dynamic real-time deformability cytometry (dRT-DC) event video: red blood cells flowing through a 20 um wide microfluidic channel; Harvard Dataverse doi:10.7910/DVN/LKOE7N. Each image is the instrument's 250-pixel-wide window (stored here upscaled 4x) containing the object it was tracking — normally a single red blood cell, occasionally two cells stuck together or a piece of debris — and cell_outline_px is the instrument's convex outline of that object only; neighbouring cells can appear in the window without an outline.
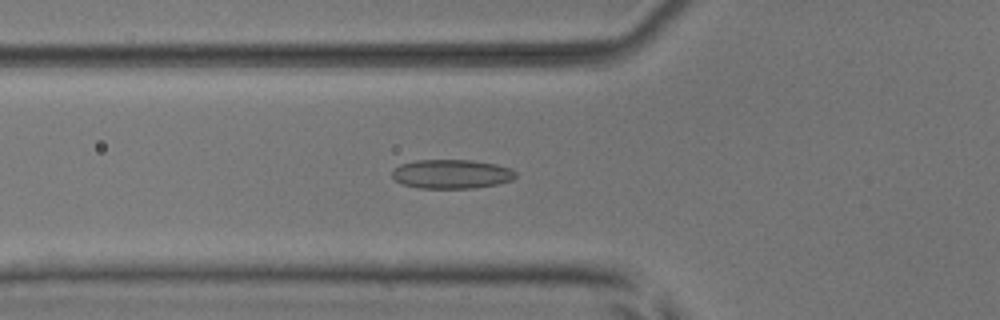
{"species": "common noctule bat (a hibernating species)", "species_latin": "Nyctalus noctula", "temperature_condition": "room temperature", "stored_images_in_passage": 52, "camera_frame_rate_fps": 3000, "um_per_image_px": 0.085, "animal": {"sex": "male", "body_mass_g": 17.9, "forearm_length_mm": 54.2}, "frame": {"image": 1, "passage_image": 19, "time_ms": 6.0, "image_size_px": [1000, 320], "cell_outline_px": [[516, 176], [512, 180], [496, 184], [472, 188], [416, 188], [404, 184], [396, 180], [392, 176], [392, 172], [400, 164], [416, 160], [472, 160], [496, 164], [508, 168], [516, 172]], "centroid_in_image_um": [38.37, 14.79], "position_along_channel_um": 87.4, "area_um2": 20.81}}
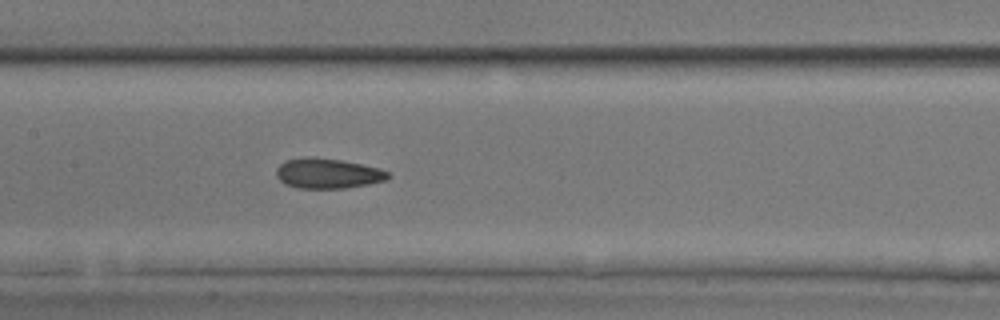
{"frame": {"image": 2, "passage_image": 26, "time_ms": 8.333, "image_size_px": [1000, 320], "cell_outline_px": [[392, 176], [388, 180], [368, 184], [344, 188], [296, 188], [284, 184], [276, 176], [276, 168], [284, 160], [340, 160], [380, 168], [388, 172]], "centroid_in_image_um": [27.91, 14.79], "position_along_channel_um": 179.5, "area_um2": 18.96}}
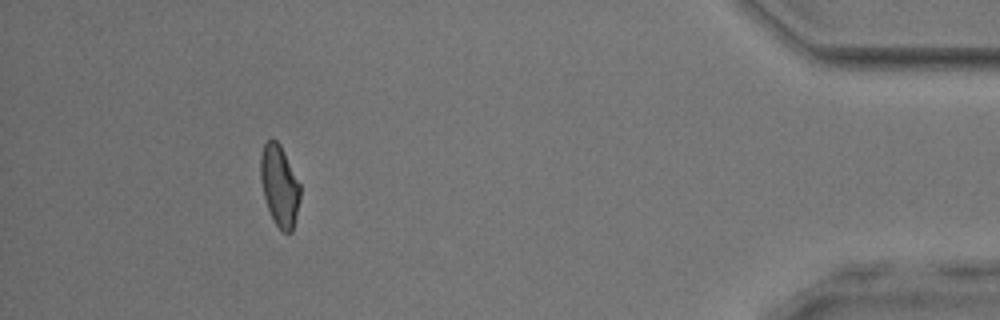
{"frame": {"image": 3, "passage_image": 48, "time_ms": 15.667, "image_size_px": [1000, 320], "cell_outline_px": [[300, 200], [292, 232], [284, 232], [272, 220], [264, 196], [260, 176], [260, 156], [264, 144], [268, 140], [276, 140], [280, 144], [300, 184]], "centroid_in_image_um": [23.75, 15.79], "position_along_channel_um": 411.4, "area_um2": 18.55}, "authors_computed_cell_mechanics": {"area_um2": 19.3341, "velocity_mm_per_s": 3.939, "shape_relaxation_time_tau1_ms": null, "shape_relaxation_time_tau2_ms": 2.2786, "deformation_change_tau1": null, "deformation_change_tau2": 0.1055}}